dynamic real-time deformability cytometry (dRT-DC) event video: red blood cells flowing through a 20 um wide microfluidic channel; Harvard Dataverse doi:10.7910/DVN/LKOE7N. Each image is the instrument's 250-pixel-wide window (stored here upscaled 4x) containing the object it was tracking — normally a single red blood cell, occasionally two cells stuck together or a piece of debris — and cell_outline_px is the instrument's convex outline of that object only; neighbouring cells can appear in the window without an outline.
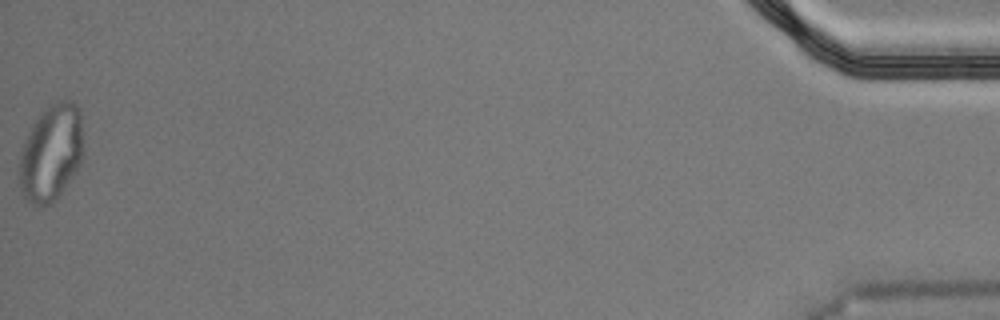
{"species": "Egyptian fruit bat (a non-hibernating species)", "species_latin": "Rousettus aegyptiacus", "temperature_condition": "cold", "stored_images_in_passage": 56, "segment_of_instrument_passage": [2, 2], "camera_frame_rate_fps": 3000, "um_per_image_px": 0.085, "animal": {"sex": "male"}, "frame": {"image": 1, "passage_image": 56, "time_ms": 18.333, "image_size_px": [1000, 320], "cell_outline_px": [[84, 156], [76, 172], [60, 196], [52, 204], [44, 208], [32, 204], [24, 196], [20, 188], [20, 152], [24, 140], [32, 124], [40, 112], [56, 100], [68, 100], [76, 104], [80, 108], [84, 152]], "centroid_in_image_um": [4.37, 13.0], "position_along_channel_um": 430.8, "area_um2": 36.88}}